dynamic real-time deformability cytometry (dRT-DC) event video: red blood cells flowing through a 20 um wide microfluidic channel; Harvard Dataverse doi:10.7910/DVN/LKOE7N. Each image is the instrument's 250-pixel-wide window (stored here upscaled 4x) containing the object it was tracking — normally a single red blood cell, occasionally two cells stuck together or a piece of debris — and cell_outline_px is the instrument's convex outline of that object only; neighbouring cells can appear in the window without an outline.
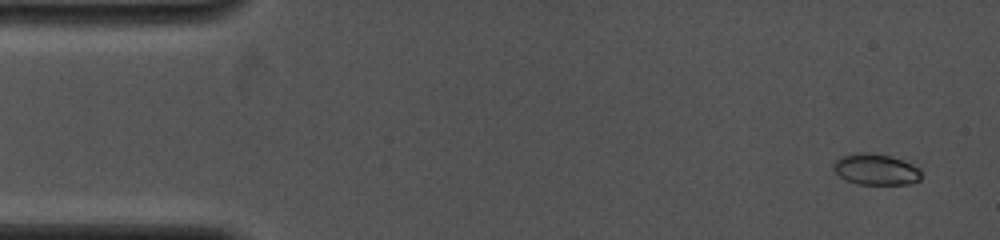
{"species": "common noctule bat (a hibernating species)", "species_latin": "Nyctalus noctula", "temperature_condition": "cold", "stored_images_in_passage": 12, "camera_frame_rate_fps": 4000, "um_per_image_px": 0.085, "animal": {"sex": "female", "body_mass_g": 19.0, "forearm_length_mm": 53.3}, "frame": {"image": 1, "passage_image": 1, "time_ms": 0.0, "image_size_px": [1000, 240], "cell_outline_px": [[920, 180], [912, 184], [856, 184], [840, 176], [832, 168], [832, 164], [840, 156], [860, 152], [872, 152], [888, 156], [912, 164], [920, 168]], "centroid_in_image_um": [74.43, 14.4], "position_along_channel_um": 10.6, "area_um2": 15.9}}
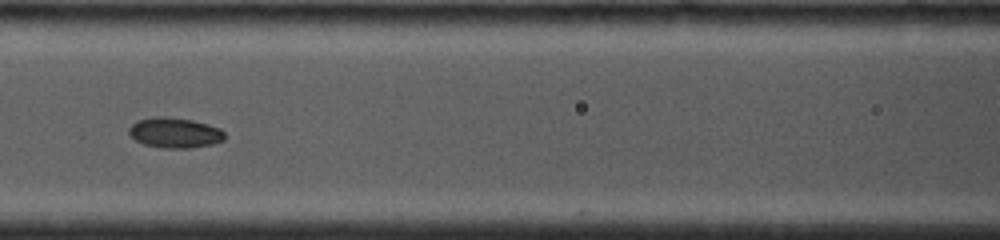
{"frame": {"image": 2, "passage_image": 8, "time_ms": 6.0, "image_size_px": [1000, 240], "cell_outline_px": [[224, 140], [212, 144], [188, 148], [160, 148], [144, 144], [136, 140], [128, 132], [128, 128], [136, 120], [152, 116], [164, 116], [192, 120], [208, 124], [220, 128], [224, 132]], "centroid_in_image_um": [14.83, 11.27], "position_along_channel_um": 151.8, "area_um2": 16.99}}
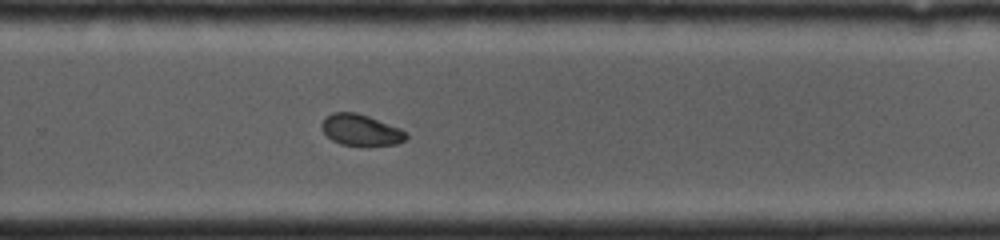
{"frame": {"image": 3, "passage_image": 12, "time_ms": 9.5, "image_size_px": [1000, 240], "cell_outline_px": [[408, 136], [404, 140], [396, 144], [340, 144], [332, 140], [320, 128], [320, 124], [332, 112], [356, 112], [368, 116], [400, 128]], "centroid_in_image_um": [30.63, 11.02], "position_along_channel_um": 299.2, "area_um2": 14.91}}